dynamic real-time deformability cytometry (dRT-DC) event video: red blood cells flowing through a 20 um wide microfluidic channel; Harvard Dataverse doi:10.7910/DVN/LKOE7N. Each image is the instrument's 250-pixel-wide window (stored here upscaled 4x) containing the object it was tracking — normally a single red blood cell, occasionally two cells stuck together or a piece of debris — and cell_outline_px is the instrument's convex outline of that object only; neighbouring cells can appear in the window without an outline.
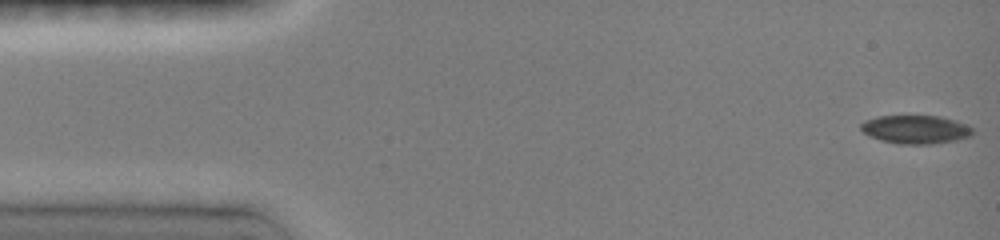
{"species": "common noctule bat (a hibernating species)", "species_latin": "Nyctalus noctula", "temperature_condition": "room temperature", "stored_images_in_passage": 36, "camera_frame_rate_fps": 3000, "um_per_image_px": 0.085, "animal": {"sex": "female", "body_mass_g": 19.0, "forearm_length_mm": 51.5}, "frame": {"image": 1, "passage_image": 1, "time_ms": 0.0, "image_size_px": [1000, 240], "cell_outline_px": [[972, 132], [968, 136], [952, 140], [928, 144], [900, 144], [884, 140], [872, 136], [864, 132], [860, 128], [860, 124], [864, 120], [876, 116], [940, 116], [956, 120], [972, 128]], "centroid_in_image_um": [77.78, 10.98], "position_along_channel_um": 7.2, "area_um2": 18.09}}
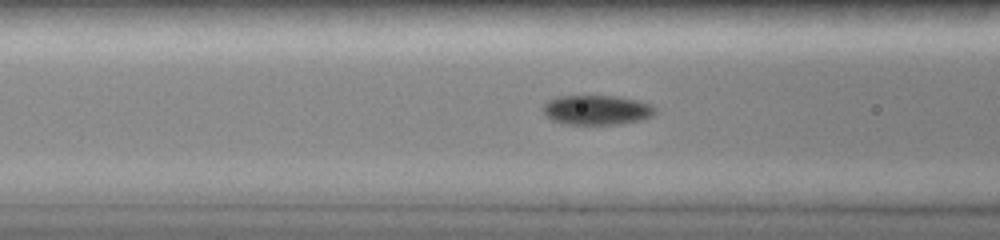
{"frame": {"image": 2, "passage_image": 23, "time_ms": 5.667, "image_size_px": [1000, 240], "cell_outline_px": [[652, 116], [640, 120], [620, 124], [568, 124], [552, 120], [540, 108], [548, 100], [556, 96], [616, 96], [636, 100], [652, 104]], "centroid_in_image_um": [50.67, 9.34], "position_along_channel_um": 115.9, "area_um2": 19.19}}
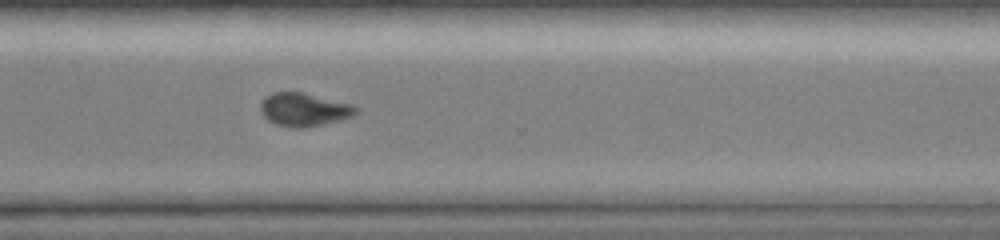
{"frame": {"image": 3, "passage_image": 36, "time_ms": 11.333, "image_size_px": [1000, 240], "cell_outline_px": [[360, 112], [352, 116], [340, 120], [324, 124], [296, 128], [276, 124], [268, 120], [260, 112], [260, 104], [272, 92], [304, 92], [352, 104]], "centroid_in_image_um": [25.86, 9.3], "position_along_channel_um": 344.7, "area_um2": 18.38}}